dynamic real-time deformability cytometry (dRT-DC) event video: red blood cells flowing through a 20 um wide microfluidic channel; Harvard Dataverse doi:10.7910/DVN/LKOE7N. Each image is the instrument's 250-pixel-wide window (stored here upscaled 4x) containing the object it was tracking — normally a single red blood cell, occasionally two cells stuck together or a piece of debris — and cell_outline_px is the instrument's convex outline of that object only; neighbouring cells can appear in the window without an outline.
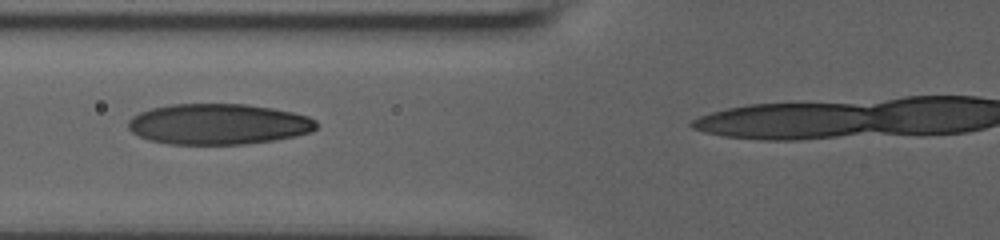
{"species": "human", "species_latin": "Homo sapiens", "temperature_condition": "room temperature", "stored_images_in_passage": 8, "segment_of_instrument_passage": [1, 2], "camera_frame_rate_fps": 3000, "um_per_image_px": 0.085, "donor": {"sex": "male"}, "frame": {"image": 1, "passage_image": 4, "time_ms": 3.0, "image_size_px": [1000, 240], "cell_outline_px": [[316, 128], [312, 132], [296, 136], [272, 140], [244, 144], [168, 144], [148, 140], [132, 132], [128, 128], [128, 120], [132, 116], [140, 112], [152, 108], [172, 104], [244, 104], [272, 108], [292, 112], [308, 116], [316, 120]], "centroid_in_image_um": [18.55, 10.55], "position_along_channel_um": 107.3, "area_um2": 44.68}}
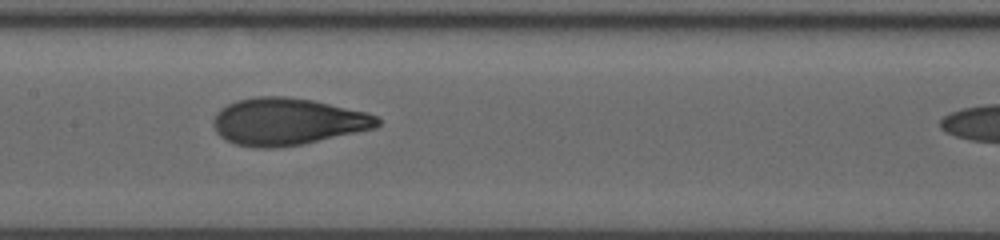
{"frame": {"image": 2, "passage_image": 6, "time_ms": 5.0, "image_size_px": [1000, 240], "cell_outline_px": [[380, 124], [376, 128], [300, 144], [276, 148], [256, 148], [236, 144], [220, 136], [216, 132], [212, 124], [212, 120], [216, 112], [220, 108], [236, 100], [256, 96], [288, 96], [312, 100], [368, 112], [376, 116], [380, 120]], "centroid_in_image_um": [24.4, 10.32], "position_along_channel_um": 183.0, "area_um2": 45.08}}
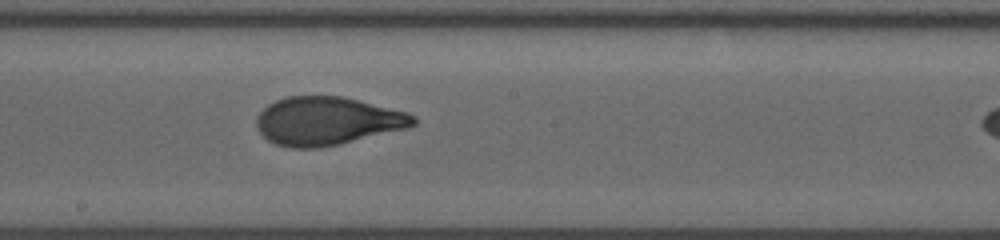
{"frame": {"image": 3, "passage_image": 7, "time_ms": 6.0, "image_size_px": [1000, 240], "cell_outline_px": [[416, 124], [408, 128], [340, 144], [312, 148], [296, 148], [276, 144], [268, 140], [260, 132], [256, 124], [256, 116], [268, 104], [284, 96], [344, 96], [408, 112], [416, 116]], "centroid_in_image_um": [27.84, 10.27], "position_along_channel_um": 220.4, "area_um2": 44.22}}